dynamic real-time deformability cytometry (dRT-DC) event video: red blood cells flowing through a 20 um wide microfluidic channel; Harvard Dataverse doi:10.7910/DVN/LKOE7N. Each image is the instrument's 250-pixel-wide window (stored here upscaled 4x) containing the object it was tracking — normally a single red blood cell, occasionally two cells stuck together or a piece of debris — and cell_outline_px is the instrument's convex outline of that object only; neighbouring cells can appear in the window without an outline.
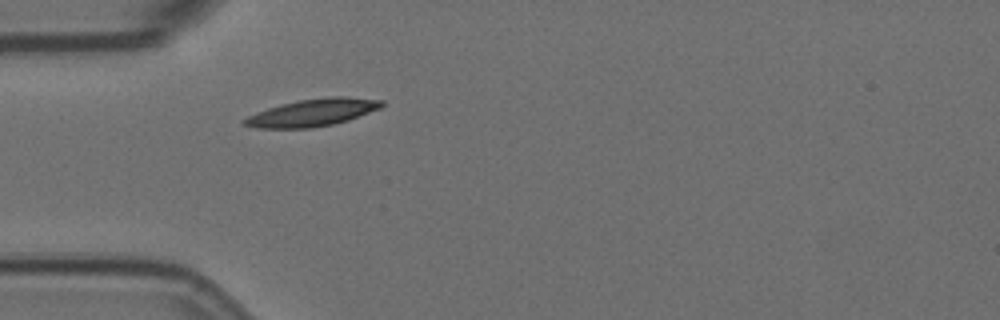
{"species": "Egyptian fruit bat (a non-hibernating species)", "species_latin": "Rousettus aegyptiacus", "temperature_condition": "room temperature", "stored_images_in_passage": 1, "camera_frame_rate_fps": 3000, "um_per_image_px": 0.085, "animal": {"sex": "female"}, "frame": {"image": 1, "passage_image": 1, "time_ms": 0.0, "image_size_px": [1000, 320], "cell_outline_px": [[384, 104], [380, 108], [348, 120], [332, 124], [312, 128], [256, 128], [240, 124], [240, 120], [256, 112], [280, 104], [300, 100], [328, 96], [348, 96], [384, 100]], "centroid_in_image_um": [26.54, 9.56], "position_along_channel_um": 58.5, "area_um2": 22.02}}